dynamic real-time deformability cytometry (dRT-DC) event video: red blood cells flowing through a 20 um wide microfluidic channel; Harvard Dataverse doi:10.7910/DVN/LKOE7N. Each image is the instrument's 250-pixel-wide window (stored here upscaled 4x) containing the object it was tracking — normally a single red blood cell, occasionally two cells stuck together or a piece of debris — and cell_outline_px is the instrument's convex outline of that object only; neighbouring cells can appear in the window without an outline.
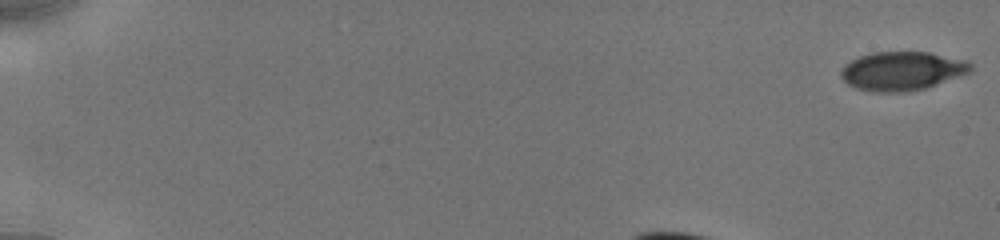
{"species": "human", "species_latin": "Homo sapiens", "temperature_condition": "cold", "stored_images_in_passage": 16, "camera_frame_rate_fps": 3000, "um_per_image_px": 0.085, "donor": {"sex": "male"}, "frame": {"image": 1, "passage_image": 1, "time_ms": 0.0, "image_size_px": [1000, 240], "cell_outline_px": [[972, 72], [924, 88], [904, 92], [872, 92], [856, 88], [848, 84], [840, 76], [840, 72], [844, 64], [860, 56], [872, 52], [928, 52], [968, 60], [972, 64]], "centroid_in_image_um": [76.68, 6.03], "position_along_channel_um": 8.3, "area_um2": 29.42}}
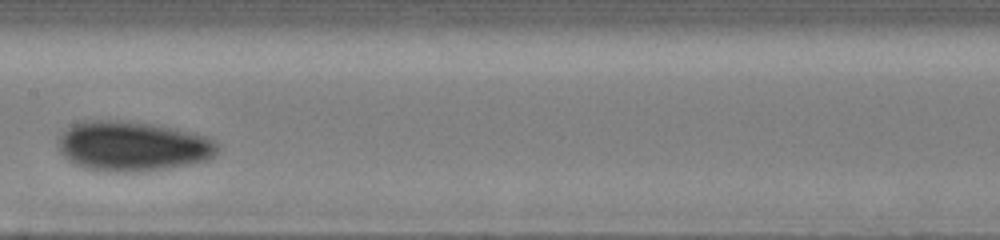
{"frame": {"image": 2, "passage_image": 11, "time_ms": 7.333, "image_size_px": [1000, 240], "cell_outline_px": [[220, 152], [208, 160], [192, 164], [140, 172], [108, 172], [84, 168], [68, 160], [60, 152], [60, 136], [72, 124], [84, 120], [120, 120], [152, 124], [176, 128], [208, 136], [216, 140], [220, 144]], "centroid_in_image_um": [11.35, 12.43], "position_along_channel_um": 196.0, "area_um2": 46.88}}
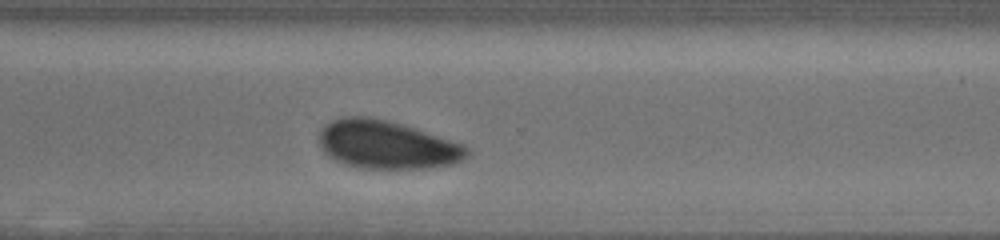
{"frame": {"image": 3, "passage_image": 16, "time_ms": 11.0, "image_size_px": [1000, 240], "cell_outline_px": [[468, 156], [452, 164], [428, 168], [360, 168], [336, 160], [324, 152], [320, 144], [320, 132], [324, 124], [332, 120], [344, 116], [364, 116], [384, 120], [400, 124], [464, 144], [468, 148]], "centroid_in_image_um": [32.87, 12.3], "position_along_channel_um": 337.7, "area_um2": 40.98}}